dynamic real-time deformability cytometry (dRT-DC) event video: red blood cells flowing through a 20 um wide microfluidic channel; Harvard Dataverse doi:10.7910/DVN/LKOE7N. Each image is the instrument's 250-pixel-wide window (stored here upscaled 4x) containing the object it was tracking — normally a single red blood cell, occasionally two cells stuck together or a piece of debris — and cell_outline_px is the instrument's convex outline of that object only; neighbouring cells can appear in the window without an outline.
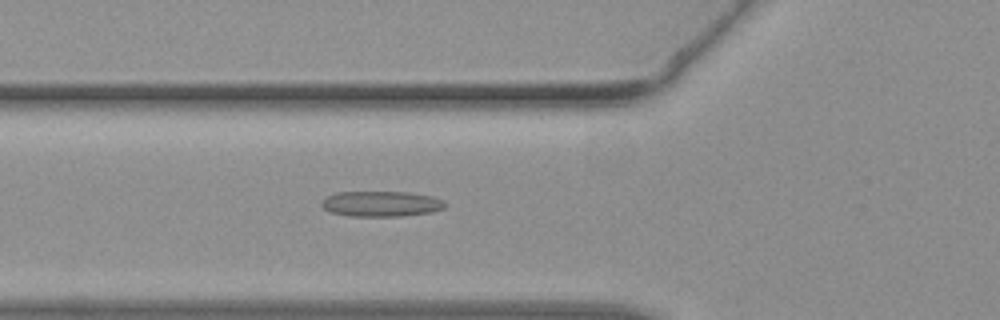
{"species": "common noctule bat (a hibernating species)", "species_latin": "Nyctalus noctula", "temperature_condition": "warm", "stored_images_in_passage": 44, "camera_frame_rate_fps": 3000, "um_per_image_px": 0.085, "animal": {"sex": "female", "body_mass_g": 19.3, "forearm_length_mm": 54.1}, "frame": {"image": 1, "passage_image": 16, "time_ms": 5.0, "image_size_px": [1000, 320], "cell_outline_px": [[448, 204], [444, 208], [432, 212], [404, 216], [348, 216], [332, 212], [324, 208], [320, 204], [328, 196], [336, 192], [408, 192], [432, 196]], "centroid_in_image_um": [32.42, 17.33], "position_along_channel_um": 93.4, "area_um2": 18.26}}
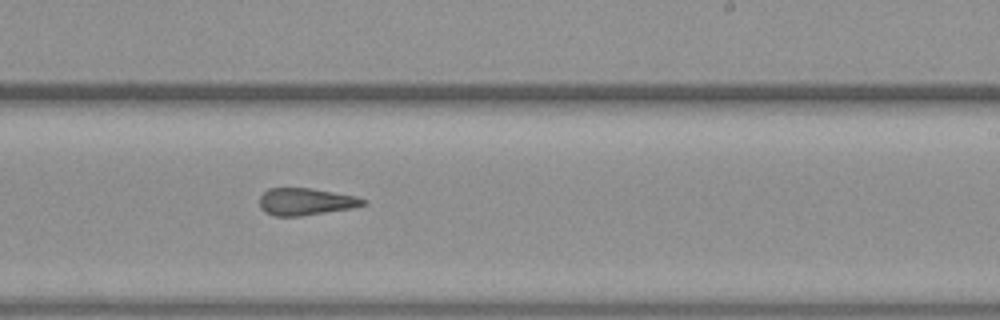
{"frame": {"image": 2, "passage_image": 27, "time_ms": 8.667, "image_size_px": [1000, 320], "cell_outline_px": [[368, 204], [352, 208], [300, 216], [272, 216], [264, 212], [260, 208], [260, 196], [268, 188], [312, 188], [356, 196], [364, 200]], "centroid_in_image_um": [25.96, 17.14], "position_along_channel_um": 263.0, "area_um2": 16.42}}
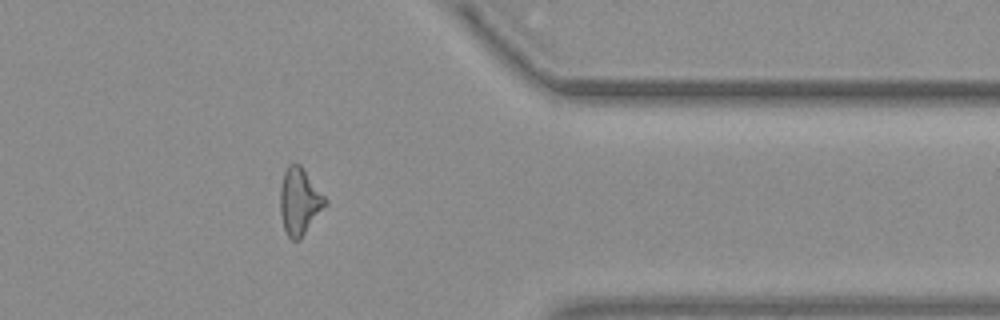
{"frame": {"image": 3, "passage_image": 36, "time_ms": 11.667, "image_size_px": [1000, 320], "cell_outline_px": [[328, 204], [300, 240], [292, 240], [288, 236], [284, 228], [280, 212], [280, 188], [284, 172], [288, 164], [300, 164], [328, 200]], "centroid_in_image_um": [25.47, 17.13], "position_along_channel_um": 385.9, "area_um2": 17.63}}